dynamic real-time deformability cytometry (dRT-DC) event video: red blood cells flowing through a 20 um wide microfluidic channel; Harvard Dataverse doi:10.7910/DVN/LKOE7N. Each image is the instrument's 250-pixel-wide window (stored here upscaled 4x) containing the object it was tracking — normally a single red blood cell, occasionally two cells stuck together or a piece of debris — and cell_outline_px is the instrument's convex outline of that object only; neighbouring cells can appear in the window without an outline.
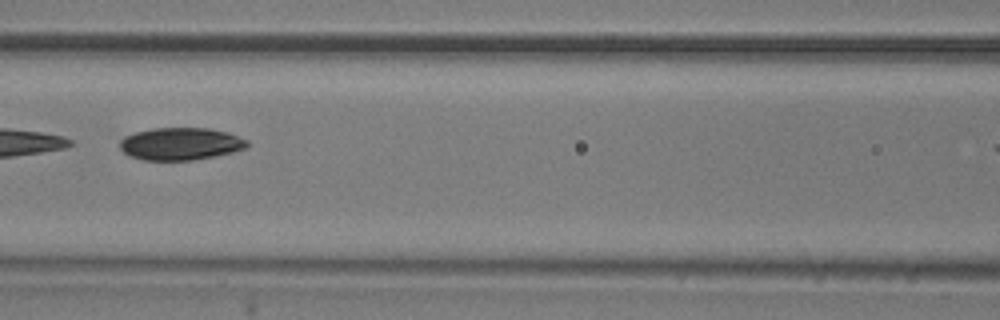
{"species": "common noctule bat (a hibernating species)", "species_latin": "Nyctalus noctula", "temperature_condition": "room temperature", "stored_images_in_passage": 3, "camera_frame_rate_fps": 3000, "um_per_image_px": 0.085, "animal": {"sex": "male", "body_mass_g": 20.5, "forearm_length_mm": 52.5}, "frame": {"image": 1, "passage_image": 3, "time_ms": 0.667, "image_size_px": [1000, 320], "cell_outline_px": [[248, 144], [244, 148], [232, 152], [216, 156], [192, 160], [144, 160], [132, 156], [124, 152], [120, 148], [120, 140], [124, 136], [136, 132], [152, 128], [208, 128], [228, 132], [248, 140]], "centroid_in_image_um": [15.35, 12.22], "position_along_channel_um": 151.3, "area_um2": 23.99}}